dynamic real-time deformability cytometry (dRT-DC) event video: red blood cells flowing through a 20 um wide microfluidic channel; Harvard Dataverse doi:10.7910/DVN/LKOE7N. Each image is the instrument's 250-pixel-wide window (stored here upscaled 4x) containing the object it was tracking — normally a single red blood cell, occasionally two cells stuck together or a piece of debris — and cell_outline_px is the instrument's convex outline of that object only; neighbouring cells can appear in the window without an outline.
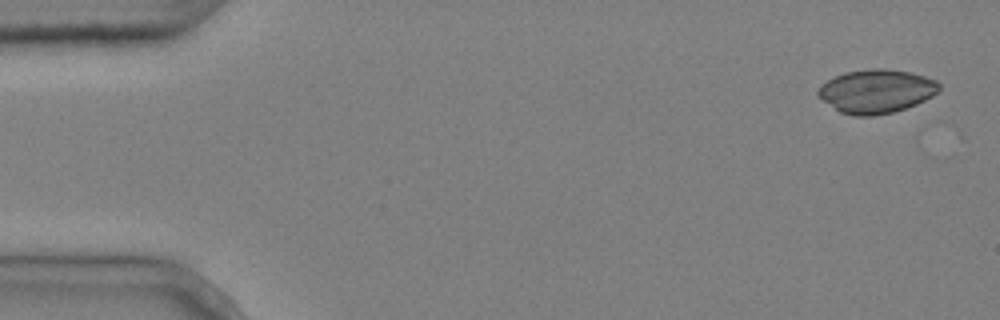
{"species": "common noctule bat (a hibernating species)", "species_latin": "Nyctalus noctula", "temperature_condition": "cold", "stored_images_in_passage": 2, "camera_frame_rate_fps": 3000, "um_per_image_px": 0.085, "animal": {"sex": "male", "body_mass_g": 20.4}, "frame": {"image": 1, "passage_image": 1, "time_ms": 0.0, "image_size_px": [1000, 320], "cell_outline_px": [[940, 88], [932, 96], [916, 104], [892, 112], [872, 116], [852, 116], [840, 112], [824, 100], [816, 92], [820, 84], [844, 72], [872, 68], [884, 68], [908, 72], [924, 76], [936, 80], [940, 84]], "centroid_in_image_um": [74.48, 7.75], "position_along_channel_um": 10.5, "area_um2": 30.58}}